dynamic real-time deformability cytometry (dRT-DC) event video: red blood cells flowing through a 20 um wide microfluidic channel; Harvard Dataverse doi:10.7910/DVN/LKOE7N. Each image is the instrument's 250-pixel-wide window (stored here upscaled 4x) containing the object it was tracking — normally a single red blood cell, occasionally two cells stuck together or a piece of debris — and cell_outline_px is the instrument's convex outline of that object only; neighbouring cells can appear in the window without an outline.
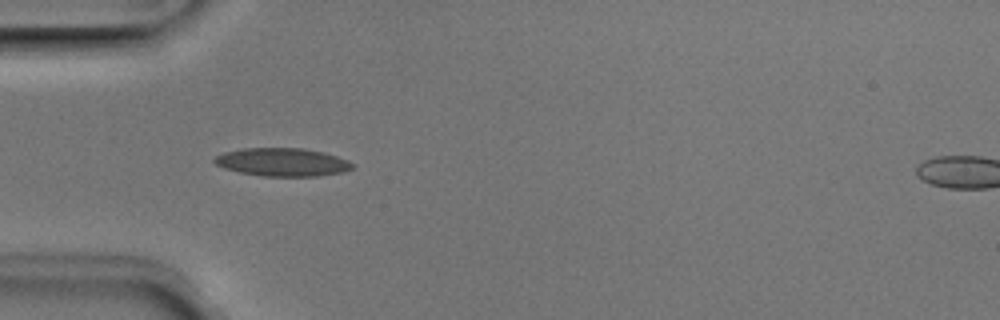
{"species": "Egyptian fruit bat (a non-hibernating species)", "species_latin": "Rousettus aegyptiacus", "temperature_condition": "room temperature", "stored_images_in_passage": 11, "camera_frame_rate_fps": 3000, "um_per_image_px": 0.085, "animal": {"sex": "male"}, "frame": {"image": 1, "passage_image": 4, "time_ms": 1.0, "image_size_px": [1000, 320], "cell_outline_px": [[356, 164], [352, 168], [344, 172], [316, 176], [264, 176], [240, 172], [224, 168], [216, 164], [212, 160], [216, 156], [224, 152], [244, 148], [304, 148], [324, 152], [348, 160]], "centroid_in_image_um": [24.03, 13.77], "position_along_channel_um": 61.0, "area_um2": 22.66}}